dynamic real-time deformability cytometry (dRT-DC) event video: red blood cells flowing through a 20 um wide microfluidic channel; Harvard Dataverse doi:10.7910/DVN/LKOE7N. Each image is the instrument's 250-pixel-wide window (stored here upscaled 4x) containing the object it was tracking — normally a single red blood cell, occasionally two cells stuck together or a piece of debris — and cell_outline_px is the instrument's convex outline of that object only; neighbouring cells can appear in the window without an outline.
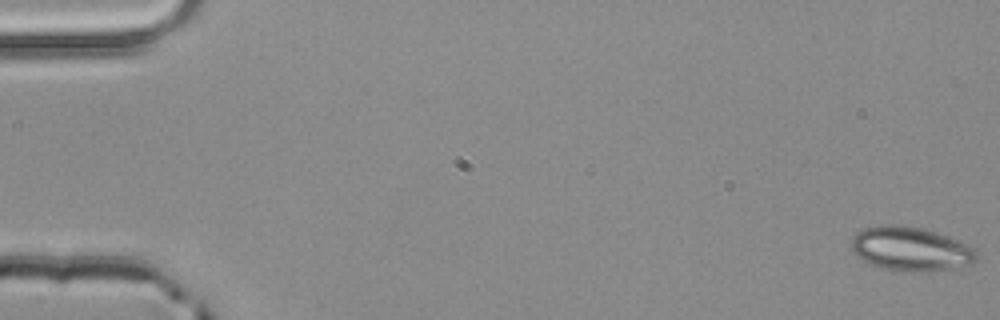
{"species": "common noctule bat (a hibernating species)", "species_latin": "Nyctalus noctula", "temperature_condition": "room temperature", "stored_images_in_passage": 52, "camera_frame_rate_fps": 3000, "um_per_image_px": 0.085, "animal": {"sex": "male", "body_mass_g": 20.4}, "frame": {"image": 1, "passage_image": 1, "time_ms": 0.0, "image_size_px": [1000, 320], "cell_outline_px": [[976, 260], [972, 264], [952, 268], [880, 268], [856, 256], [852, 252], [852, 236], [856, 232], [864, 228], [884, 224], [896, 224], [920, 228], [968, 244], [976, 248]], "centroid_in_image_um": [77.36, 21.1], "position_along_channel_um": 7.6, "area_um2": 30.81}}
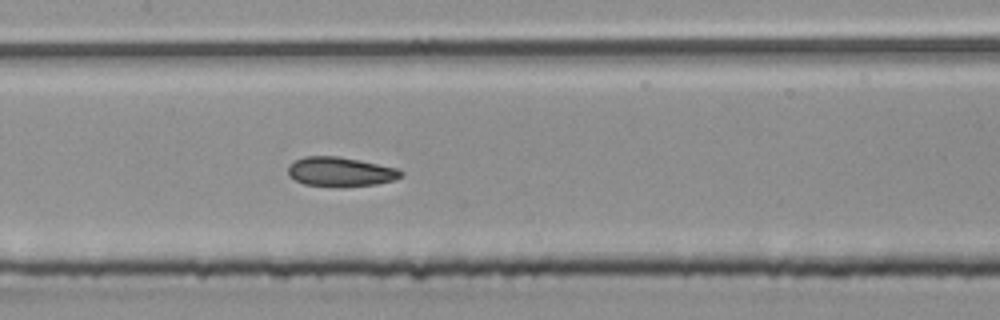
{"frame": {"image": 2, "passage_image": 27, "time_ms": 8.667, "image_size_px": [1000, 320], "cell_outline_px": [[404, 172], [396, 180], [376, 184], [340, 188], [336, 188], [304, 184], [288, 176], [288, 168], [296, 160], [304, 156], [336, 156], [360, 160], [396, 168]], "centroid_in_image_um": [28.94, 14.62], "position_along_channel_um": 178.5, "area_um2": 19.54}}
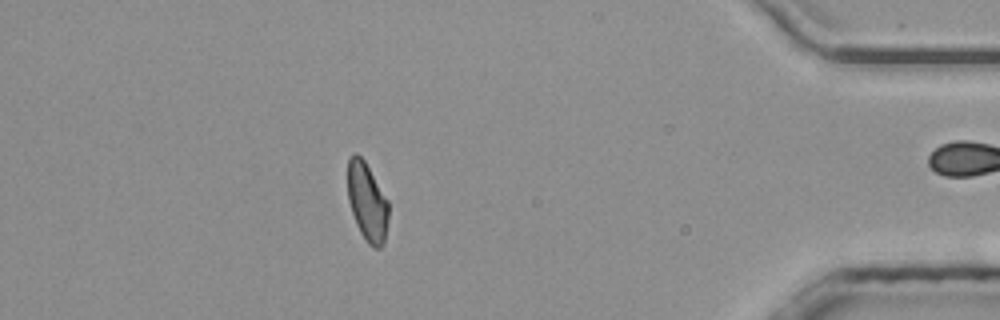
{"frame": {"image": 3, "passage_image": 48, "time_ms": 15.667, "image_size_px": [1000, 320], "cell_outline_px": [[388, 220], [384, 244], [380, 248], [372, 248], [368, 244], [360, 232], [356, 224], [348, 200], [348, 160], [356, 152], [364, 160], [388, 200]], "centroid_in_image_um": [31.22, 17.2], "position_along_channel_um": 404.0, "area_um2": 18.61}}